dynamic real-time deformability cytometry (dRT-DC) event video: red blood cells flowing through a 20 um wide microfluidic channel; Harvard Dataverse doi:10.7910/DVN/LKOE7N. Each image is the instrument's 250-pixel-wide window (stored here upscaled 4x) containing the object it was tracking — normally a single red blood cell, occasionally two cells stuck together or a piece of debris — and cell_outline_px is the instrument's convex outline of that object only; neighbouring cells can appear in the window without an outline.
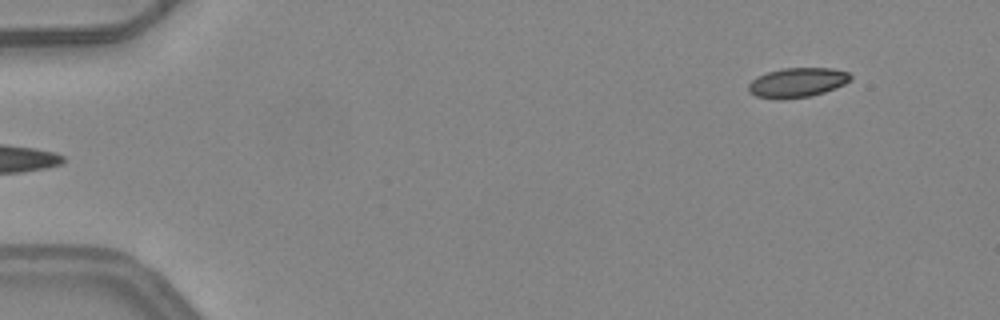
{"species": "common noctule bat (a hibernating species)", "species_latin": "Nyctalus noctula", "temperature_condition": "warm", "stored_images_in_passage": 4, "segment_of_instrument_passage": [2, 2], "camera_frame_rate_fps": 3000, "um_per_image_px": 0.085, "animal": {"sex": "female", "body_mass_g": 24.6, "forearm_length_mm": 56.2}, "frame": {"image": 1, "passage_image": 4, "time_ms": 1.0, "image_size_px": [1000, 320], "cell_outline_px": [[852, 80], [844, 84], [824, 92], [812, 96], [780, 100], [776, 100], [756, 96], [748, 92], [748, 84], [756, 76], [768, 72], [784, 68], [832, 68], [848, 72], [852, 76]], "centroid_in_image_um": [67.75, 7.03], "position_along_channel_um": 17.3, "area_um2": 17.8}}